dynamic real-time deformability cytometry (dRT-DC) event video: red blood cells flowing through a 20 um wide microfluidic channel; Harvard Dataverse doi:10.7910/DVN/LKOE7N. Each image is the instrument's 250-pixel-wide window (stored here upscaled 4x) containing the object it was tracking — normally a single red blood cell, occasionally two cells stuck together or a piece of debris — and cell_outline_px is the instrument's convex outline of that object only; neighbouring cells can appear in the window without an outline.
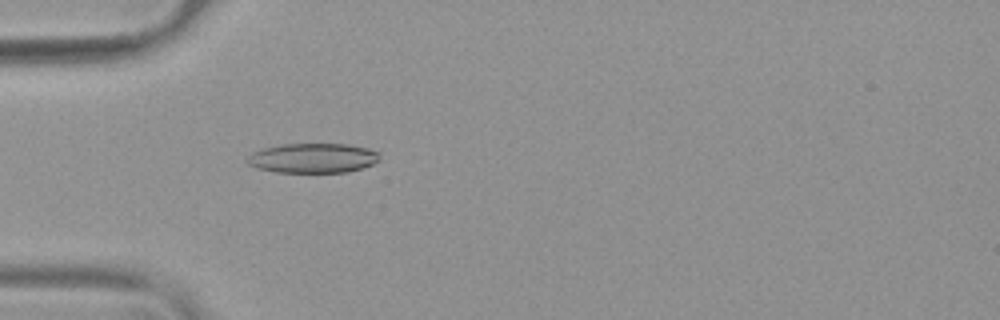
{"species": "common noctule bat (a hibernating species)", "species_latin": "Nyctalus noctula", "temperature_condition": "warm", "stored_images_in_passage": 43, "camera_frame_rate_fps": 3000, "um_per_image_px": 0.085, "animal": {"sex": "female", "body_mass_g": 19.9}, "frame": {"image": 1, "passage_image": 6, "time_ms": 1.667, "image_size_px": [1000, 320], "cell_outline_px": [[380, 160], [364, 168], [348, 172], [276, 172], [256, 168], [248, 164], [244, 160], [252, 152], [264, 148], [280, 144], [348, 144], [368, 148], [380, 152]], "centroid_in_image_um": [26.6, 13.44], "position_along_channel_um": 58.4, "area_um2": 23.18}}
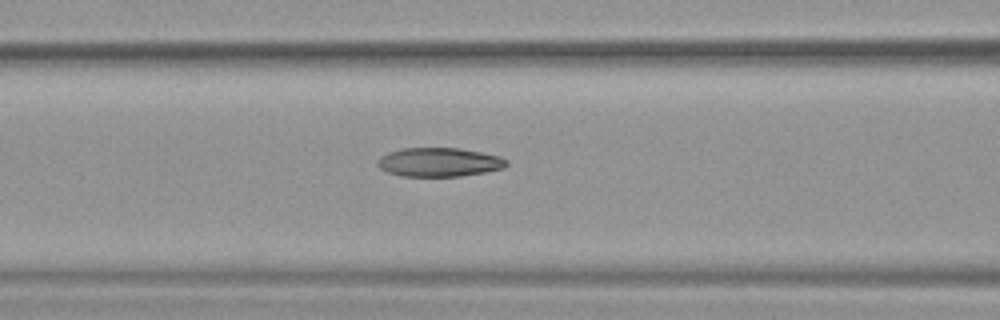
{"frame": {"image": 2, "passage_image": 12, "time_ms": 3.667, "image_size_px": [1000, 320], "cell_outline_px": [[508, 164], [504, 168], [484, 172], [460, 176], [400, 176], [388, 172], [380, 168], [376, 164], [376, 160], [380, 156], [388, 152], [400, 148], [460, 148], [500, 156], [508, 160]], "centroid_in_image_um": [37.3, 13.78], "position_along_channel_um": 129.3, "area_um2": 21.85}}
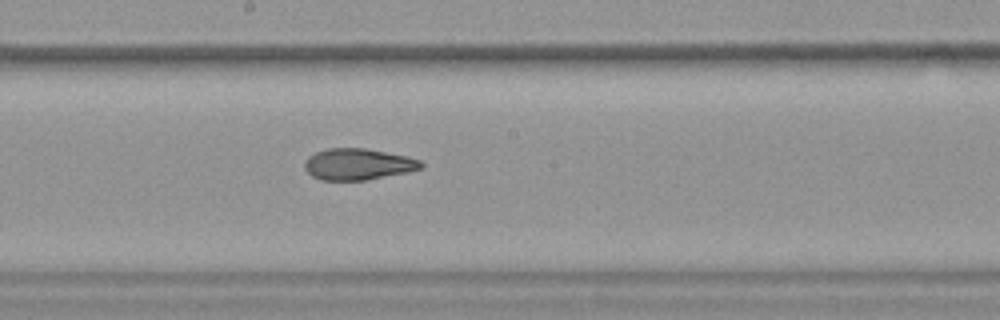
{"frame": {"image": 3, "passage_image": 19, "time_ms": 6.0, "image_size_px": [1000, 320], "cell_outline_px": [[424, 168], [408, 172], [364, 180], [320, 180], [312, 176], [304, 168], [304, 160], [308, 156], [316, 152], [328, 148], [364, 148], [408, 156], [420, 160], [424, 164]], "centroid_in_image_um": [30.43, 13.95], "position_along_channel_um": 217.8, "area_um2": 21.39}, "authors_computed_cell_mechanics": {"area_um2": 22.3108, "velocity_mm_per_s": 3.8026, "shape_relaxation_time_tau1_ms": 11.3027, "shape_relaxation_time_tau2_ms": 2.0327, "deformation_change_tau1": 0.297, "deformation_change_tau2": 0.095}}